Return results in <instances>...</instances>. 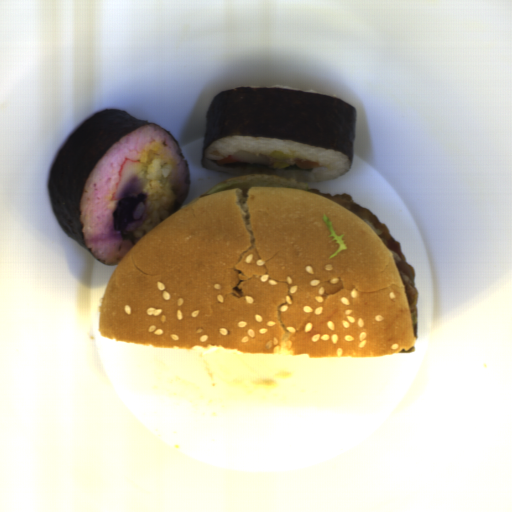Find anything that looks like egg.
<instances>
[{"label": "egg", "mask_w": 512, "mask_h": 512, "mask_svg": "<svg viewBox=\"0 0 512 512\" xmlns=\"http://www.w3.org/2000/svg\"><path fill=\"white\" fill-rule=\"evenodd\" d=\"M296 159L294 156L284 154L281 151H275L269 158V163L274 169H285L289 168L295 163Z\"/></svg>", "instance_id": "d2b9013d"}]
</instances>
